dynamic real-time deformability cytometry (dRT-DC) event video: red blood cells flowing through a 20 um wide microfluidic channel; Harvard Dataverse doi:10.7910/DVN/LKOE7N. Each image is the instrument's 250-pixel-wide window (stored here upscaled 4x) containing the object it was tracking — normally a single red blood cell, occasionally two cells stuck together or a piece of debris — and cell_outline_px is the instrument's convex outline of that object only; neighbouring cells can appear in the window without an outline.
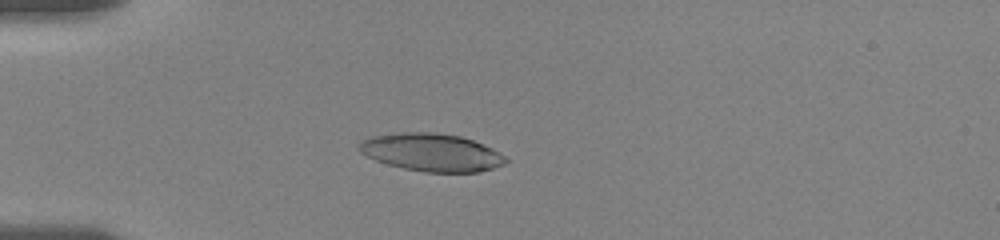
{"species": "human", "species_latin": "Homo sapiens", "temperature_condition": "room temperature", "stored_images_in_passage": 30, "camera_frame_rate_fps": 3000, "um_per_image_px": 0.085, "donor": {"sex": "female"}, "frame": {"image": 1, "passage_image": 8, "time_ms": 5.0, "image_size_px": [1000, 240], "cell_outline_px": [[508, 160], [504, 164], [492, 168], [476, 172], [424, 172], [404, 168], [388, 164], [376, 160], [360, 152], [356, 148], [364, 140], [372, 136], [404, 132], [432, 132], [460, 136], [472, 140], [492, 148], [504, 156]], "centroid_in_image_um": [36.68, 12.95], "position_along_channel_um": 48.3, "area_um2": 31.91}}
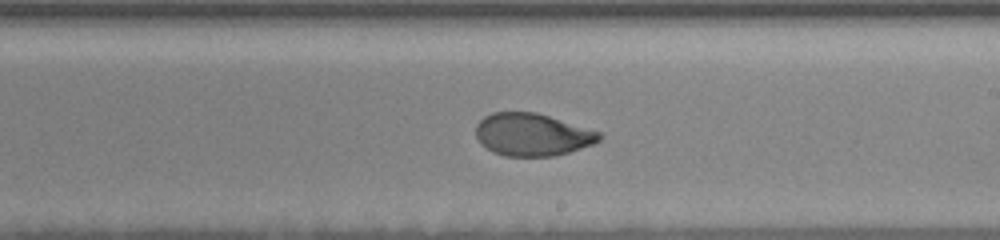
{"frame": {"image": 2, "passage_image": 17, "time_ms": 11.0, "image_size_px": [1000, 240], "cell_outline_px": [[604, 136], [600, 140], [592, 144], [568, 152], [552, 156], [504, 156], [492, 152], [476, 136], [476, 124], [484, 116], [492, 112], [536, 112], [600, 132]], "centroid_in_image_um": [45.23, 11.43], "position_along_channel_um": 243.8, "area_um2": 30.35}}
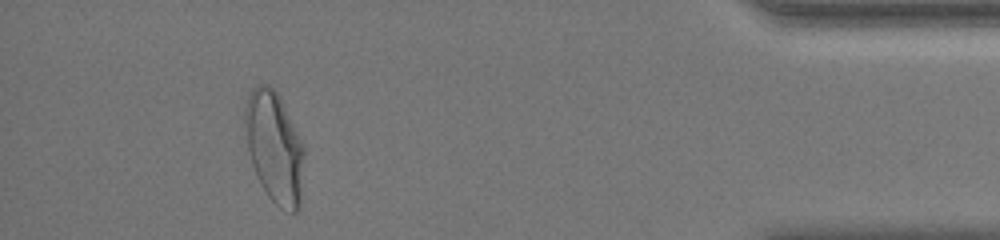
{"frame": {"image": 3, "passage_image": 26, "time_ms": 17.0, "image_size_px": [1000, 240], "cell_outline_px": [[304, 156], [300, 208], [296, 212], [292, 212], [280, 208], [268, 196], [260, 184], [256, 176], [252, 164], [248, 148], [244, 124], [244, 108], [248, 96], [252, 88], [256, 84], [268, 84], [280, 96], [304, 148]], "centroid_in_image_um": [23.31, 12.52], "position_along_channel_um": 411.9, "area_um2": 38.38}, "authors_computed_cell_mechanics": {"area_um2": 32.5414, "velocity_mm_per_s": 3.6006, "shape_relaxation_time_tau1_ms": 6.4388, "shape_relaxation_time_tau2_ms": 0.841, "deformation_change_tau1": 0.1863, "deformation_change_tau2": 0.0498}}